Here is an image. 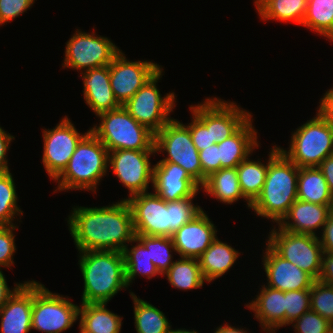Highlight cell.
<instances>
[{
    "instance_id": "obj_34",
    "label": "cell",
    "mask_w": 333,
    "mask_h": 333,
    "mask_svg": "<svg viewBox=\"0 0 333 333\" xmlns=\"http://www.w3.org/2000/svg\"><path fill=\"white\" fill-rule=\"evenodd\" d=\"M189 108L193 117L192 122L186 126L189 128L194 146L201 151L215 144L211 135V98Z\"/></svg>"
},
{
    "instance_id": "obj_1",
    "label": "cell",
    "mask_w": 333,
    "mask_h": 333,
    "mask_svg": "<svg viewBox=\"0 0 333 333\" xmlns=\"http://www.w3.org/2000/svg\"><path fill=\"white\" fill-rule=\"evenodd\" d=\"M72 208L67 223L79 252H122L126 243H134L136 234L132 213L125 198L109 206Z\"/></svg>"
},
{
    "instance_id": "obj_23",
    "label": "cell",
    "mask_w": 333,
    "mask_h": 333,
    "mask_svg": "<svg viewBox=\"0 0 333 333\" xmlns=\"http://www.w3.org/2000/svg\"><path fill=\"white\" fill-rule=\"evenodd\" d=\"M252 122L251 116L233 135L218 143L221 169L237 167L259 147Z\"/></svg>"
},
{
    "instance_id": "obj_38",
    "label": "cell",
    "mask_w": 333,
    "mask_h": 333,
    "mask_svg": "<svg viewBox=\"0 0 333 333\" xmlns=\"http://www.w3.org/2000/svg\"><path fill=\"white\" fill-rule=\"evenodd\" d=\"M310 310L333 325V285L315 280L310 288Z\"/></svg>"
},
{
    "instance_id": "obj_36",
    "label": "cell",
    "mask_w": 333,
    "mask_h": 333,
    "mask_svg": "<svg viewBox=\"0 0 333 333\" xmlns=\"http://www.w3.org/2000/svg\"><path fill=\"white\" fill-rule=\"evenodd\" d=\"M136 238L149 250V256L161 275H163L175 261L171 250L176 252L171 237L136 235Z\"/></svg>"
},
{
    "instance_id": "obj_26",
    "label": "cell",
    "mask_w": 333,
    "mask_h": 333,
    "mask_svg": "<svg viewBox=\"0 0 333 333\" xmlns=\"http://www.w3.org/2000/svg\"><path fill=\"white\" fill-rule=\"evenodd\" d=\"M79 327L86 333H120L122 318L106 308V303H86L79 307Z\"/></svg>"
},
{
    "instance_id": "obj_9",
    "label": "cell",
    "mask_w": 333,
    "mask_h": 333,
    "mask_svg": "<svg viewBox=\"0 0 333 333\" xmlns=\"http://www.w3.org/2000/svg\"><path fill=\"white\" fill-rule=\"evenodd\" d=\"M79 319V306L68 297L52 293L37 281H33L32 329L44 333H61Z\"/></svg>"
},
{
    "instance_id": "obj_31",
    "label": "cell",
    "mask_w": 333,
    "mask_h": 333,
    "mask_svg": "<svg viewBox=\"0 0 333 333\" xmlns=\"http://www.w3.org/2000/svg\"><path fill=\"white\" fill-rule=\"evenodd\" d=\"M134 242L137 243L135 246L129 248L127 245L122 251L127 286H130L137 275L145 276L147 279L161 275L150 259L149 250L137 238Z\"/></svg>"
},
{
    "instance_id": "obj_18",
    "label": "cell",
    "mask_w": 333,
    "mask_h": 333,
    "mask_svg": "<svg viewBox=\"0 0 333 333\" xmlns=\"http://www.w3.org/2000/svg\"><path fill=\"white\" fill-rule=\"evenodd\" d=\"M154 166V192L166 202L192 197L200 186L178 164L157 162Z\"/></svg>"
},
{
    "instance_id": "obj_32",
    "label": "cell",
    "mask_w": 333,
    "mask_h": 333,
    "mask_svg": "<svg viewBox=\"0 0 333 333\" xmlns=\"http://www.w3.org/2000/svg\"><path fill=\"white\" fill-rule=\"evenodd\" d=\"M164 275L173 288L184 291L202 288L205 283L199 261L195 258L180 257V260H176Z\"/></svg>"
},
{
    "instance_id": "obj_40",
    "label": "cell",
    "mask_w": 333,
    "mask_h": 333,
    "mask_svg": "<svg viewBox=\"0 0 333 333\" xmlns=\"http://www.w3.org/2000/svg\"><path fill=\"white\" fill-rule=\"evenodd\" d=\"M291 324L295 333H333V325L312 310L305 312Z\"/></svg>"
},
{
    "instance_id": "obj_21",
    "label": "cell",
    "mask_w": 333,
    "mask_h": 333,
    "mask_svg": "<svg viewBox=\"0 0 333 333\" xmlns=\"http://www.w3.org/2000/svg\"><path fill=\"white\" fill-rule=\"evenodd\" d=\"M330 206L297 199L278 226L291 233L317 236V229H323L331 214Z\"/></svg>"
},
{
    "instance_id": "obj_5",
    "label": "cell",
    "mask_w": 333,
    "mask_h": 333,
    "mask_svg": "<svg viewBox=\"0 0 333 333\" xmlns=\"http://www.w3.org/2000/svg\"><path fill=\"white\" fill-rule=\"evenodd\" d=\"M108 150L90 131L77 145L67 167L54 180L55 191L87 190L96 192L108 167Z\"/></svg>"
},
{
    "instance_id": "obj_53",
    "label": "cell",
    "mask_w": 333,
    "mask_h": 333,
    "mask_svg": "<svg viewBox=\"0 0 333 333\" xmlns=\"http://www.w3.org/2000/svg\"><path fill=\"white\" fill-rule=\"evenodd\" d=\"M79 329H80V332H79V333H86V332H84L80 327H79Z\"/></svg>"
},
{
    "instance_id": "obj_46",
    "label": "cell",
    "mask_w": 333,
    "mask_h": 333,
    "mask_svg": "<svg viewBox=\"0 0 333 333\" xmlns=\"http://www.w3.org/2000/svg\"><path fill=\"white\" fill-rule=\"evenodd\" d=\"M322 237H318L324 252L333 253V215L330 214L327 222L324 224Z\"/></svg>"
},
{
    "instance_id": "obj_28",
    "label": "cell",
    "mask_w": 333,
    "mask_h": 333,
    "mask_svg": "<svg viewBox=\"0 0 333 333\" xmlns=\"http://www.w3.org/2000/svg\"><path fill=\"white\" fill-rule=\"evenodd\" d=\"M308 0H254L261 20L294 22L302 25Z\"/></svg>"
},
{
    "instance_id": "obj_51",
    "label": "cell",
    "mask_w": 333,
    "mask_h": 333,
    "mask_svg": "<svg viewBox=\"0 0 333 333\" xmlns=\"http://www.w3.org/2000/svg\"><path fill=\"white\" fill-rule=\"evenodd\" d=\"M169 333H199V332H197L196 330H191L190 331V330L180 328V329H177V330L176 329L175 330L171 329Z\"/></svg>"
},
{
    "instance_id": "obj_30",
    "label": "cell",
    "mask_w": 333,
    "mask_h": 333,
    "mask_svg": "<svg viewBox=\"0 0 333 333\" xmlns=\"http://www.w3.org/2000/svg\"><path fill=\"white\" fill-rule=\"evenodd\" d=\"M134 304V323L137 333H169L171 325L165 314L147 301L130 292Z\"/></svg>"
},
{
    "instance_id": "obj_41",
    "label": "cell",
    "mask_w": 333,
    "mask_h": 333,
    "mask_svg": "<svg viewBox=\"0 0 333 333\" xmlns=\"http://www.w3.org/2000/svg\"><path fill=\"white\" fill-rule=\"evenodd\" d=\"M16 225H0V269L10 268L14 264L13 255L16 252L15 230Z\"/></svg>"
},
{
    "instance_id": "obj_37",
    "label": "cell",
    "mask_w": 333,
    "mask_h": 333,
    "mask_svg": "<svg viewBox=\"0 0 333 333\" xmlns=\"http://www.w3.org/2000/svg\"><path fill=\"white\" fill-rule=\"evenodd\" d=\"M16 185L10 171L0 173V225H14L16 215L23 216L18 207Z\"/></svg>"
},
{
    "instance_id": "obj_6",
    "label": "cell",
    "mask_w": 333,
    "mask_h": 333,
    "mask_svg": "<svg viewBox=\"0 0 333 333\" xmlns=\"http://www.w3.org/2000/svg\"><path fill=\"white\" fill-rule=\"evenodd\" d=\"M98 125L90 131L108 152L114 150H155L154 133L137 122L123 107L103 112Z\"/></svg>"
},
{
    "instance_id": "obj_20",
    "label": "cell",
    "mask_w": 333,
    "mask_h": 333,
    "mask_svg": "<svg viewBox=\"0 0 333 333\" xmlns=\"http://www.w3.org/2000/svg\"><path fill=\"white\" fill-rule=\"evenodd\" d=\"M80 74L84 84L85 103L96 116L121 106L110 85L109 65L86 70Z\"/></svg>"
},
{
    "instance_id": "obj_11",
    "label": "cell",
    "mask_w": 333,
    "mask_h": 333,
    "mask_svg": "<svg viewBox=\"0 0 333 333\" xmlns=\"http://www.w3.org/2000/svg\"><path fill=\"white\" fill-rule=\"evenodd\" d=\"M268 238L267 244L279 256L318 280L324 253L318 236L291 233L278 226L269 232Z\"/></svg>"
},
{
    "instance_id": "obj_44",
    "label": "cell",
    "mask_w": 333,
    "mask_h": 333,
    "mask_svg": "<svg viewBox=\"0 0 333 333\" xmlns=\"http://www.w3.org/2000/svg\"><path fill=\"white\" fill-rule=\"evenodd\" d=\"M318 113L333 126V87L320 99Z\"/></svg>"
},
{
    "instance_id": "obj_29",
    "label": "cell",
    "mask_w": 333,
    "mask_h": 333,
    "mask_svg": "<svg viewBox=\"0 0 333 333\" xmlns=\"http://www.w3.org/2000/svg\"><path fill=\"white\" fill-rule=\"evenodd\" d=\"M297 198L320 205H331L332 195L322 171L318 167L299 168Z\"/></svg>"
},
{
    "instance_id": "obj_8",
    "label": "cell",
    "mask_w": 333,
    "mask_h": 333,
    "mask_svg": "<svg viewBox=\"0 0 333 333\" xmlns=\"http://www.w3.org/2000/svg\"><path fill=\"white\" fill-rule=\"evenodd\" d=\"M154 147L157 154L167 153V157L159 162L178 164L200 187L202 186L199 151L194 146L189 128L185 124L172 118L154 134Z\"/></svg>"
},
{
    "instance_id": "obj_15",
    "label": "cell",
    "mask_w": 333,
    "mask_h": 333,
    "mask_svg": "<svg viewBox=\"0 0 333 333\" xmlns=\"http://www.w3.org/2000/svg\"><path fill=\"white\" fill-rule=\"evenodd\" d=\"M162 67L152 61H129L120 50L109 64L110 85L123 106Z\"/></svg>"
},
{
    "instance_id": "obj_4",
    "label": "cell",
    "mask_w": 333,
    "mask_h": 333,
    "mask_svg": "<svg viewBox=\"0 0 333 333\" xmlns=\"http://www.w3.org/2000/svg\"><path fill=\"white\" fill-rule=\"evenodd\" d=\"M79 253L78 264L84 281L82 304H107L119 291L128 288L123 252L91 250Z\"/></svg>"
},
{
    "instance_id": "obj_48",
    "label": "cell",
    "mask_w": 333,
    "mask_h": 333,
    "mask_svg": "<svg viewBox=\"0 0 333 333\" xmlns=\"http://www.w3.org/2000/svg\"><path fill=\"white\" fill-rule=\"evenodd\" d=\"M318 168L326 179L330 194L333 196V154L325 158Z\"/></svg>"
},
{
    "instance_id": "obj_47",
    "label": "cell",
    "mask_w": 333,
    "mask_h": 333,
    "mask_svg": "<svg viewBox=\"0 0 333 333\" xmlns=\"http://www.w3.org/2000/svg\"><path fill=\"white\" fill-rule=\"evenodd\" d=\"M319 281L333 285V253L324 252Z\"/></svg>"
},
{
    "instance_id": "obj_19",
    "label": "cell",
    "mask_w": 333,
    "mask_h": 333,
    "mask_svg": "<svg viewBox=\"0 0 333 333\" xmlns=\"http://www.w3.org/2000/svg\"><path fill=\"white\" fill-rule=\"evenodd\" d=\"M33 280L25 281L0 310V333H29L32 330Z\"/></svg>"
},
{
    "instance_id": "obj_16",
    "label": "cell",
    "mask_w": 333,
    "mask_h": 333,
    "mask_svg": "<svg viewBox=\"0 0 333 333\" xmlns=\"http://www.w3.org/2000/svg\"><path fill=\"white\" fill-rule=\"evenodd\" d=\"M262 264L267 285L283 292L310 289L315 279L295 264L279 256L267 243Z\"/></svg>"
},
{
    "instance_id": "obj_33",
    "label": "cell",
    "mask_w": 333,
    "mask_h": 333,
    "mask_svg": "<svg viewBox=\"0 0 333 333\" xmlns=\"http://www.w3.org/2000/svg\"><path fill=\"white\" fill-rule=\"evenodd\" d=\"M248 156L237 167L238 180L243 196L252 204L260 195L269 166L261 161L251 160Z\"/></svg>"
},
{
    "instance_id": "obj_24",
    "label": "cell",
    "mask_w": 333,
    "mask_h": 333,
    "mask_svg": "<svg viewBox=\"0 0 333 333\" xmlns=\"http://www.w3.org/2000/svg\"><path fill=\"white\" fill-rule=\"evenodd\" d=\"M251 116L250 112L219 98H211V135L215 144L233 135Z\"/></svg>"
},
{
    "instance_id": "obj_43",
    "label": "cell",
    "mask_w": 333,
    "mask_h": 333,
    "mask_svg": "<svg viewBox=\"0 0 333 333\" xmlns=\"http://www.w3.org/2000/svg\"><path fill=\"white\" fill-rule=\"evenodd\" d=\"M199 158L202 167V185L206 178L212 173L221 169V161L219 159L218 143L199 151Z\"/></svg>"
},
{
    "instance_id": "obj_45",
    "label": "cell",
    "mask_w": 333,
    "mask_h": 333,
    "mask_svg": "<svg viewBox=\"0 0 333 333\" xmlns=\"http://www.w3.org/2000/svg\"><path fill=\"white\" fill-rule=\"evenodd\" d=\"M14 138L15 137L9 133H6V131L0 126V173L10 171L6 154L9 150V144L11 143L12 139L14 140Z\"/></svg>"
},
{
    "instance_id": "obj_13",
    "label": "cell",
    "mask_w": 333,
    "mask_h": 333,
    "mask_svg": "<svg viewBox=\"0 0 333 333\" xmlns=\"http://www.w3.org/2000/svg\"><path fill=\"white\" fill-rule=\"evenodd\" d=\"M42 163L50 179L55 180L67 167L79 142L90 132H78L68 116H64L53 129H42Z\"/></svg>"
},
{
    "instance_id": "obj_39",
    "label": "cell",
    "mask_w": 333,
    "mask_h": 333,
    "mask_svg": "<svg viewBox=\"0 0 333 333\" xmlns=\"http://www.w3.org/2000/svg\"><path fill=\"white\" fill-rule=\"evenodd\" d=\"M285 295V326L310 310V289L292 290Z\"/></svg>"
},
{
    "instance_id": "obj_7",
    "label": "cell",
    "mask_w": 333,
    "mask_h": 333,
    "mask_svg": "<svg viewBox=\"0 0 333 333\" xmlns=\"http://www.w3.org/2000/svg\"><path fill=\"white\" fill-rule=\"evenodd\" d=\"M291 136L289 149L280 151L299 168L318 167L333 154V126L318 112Z\"/></svg>"
},
{
    "instance_id": "obj_52",
    "label": "cell",
    "mask_w": 333,
    "mask_h": 333,
    "mask_svg": "<svg viewBox=\"0 0 333 333\" xmlns=\"http://www.w3.org/2000/svg\"><path fill=\"white\" fill-rule=\"evenodd\" d=\"M330 211H331V214L333 215V196H332V202H331V206H330Z\"/></svg>"
},
{
    "instance_id": "obj_2",
    "label": "cell",
    "mask_w": 333,
    "mask_h": 333,
    "mask_svg": "<svg viewBox=\"0 0 333 333\" xmlns=\"http://www.w3.org/2000/svg\"><path fill=\"white\" fill-rule=\"evenodd\" d=\"M192 197L166 202L154 193L127 197L136 235L172 237L178 229L192 221L203 209L193 204Z\"/></svg>"
},
{
    "instance_id": "obj_42",
    "label": "cell",
    "mask_w": 333,
    "mask_h": 333,
    "mask_svg": "<svg viewBox=\"0 0 333 333\" xmlns=\"http://www.w3.org/2000/svg\"><path fill=\"white\" fill-rule=\"evenodd\" d=\"M35 0H0V26L26 12Z\"/></svg>"
},
{
    "instance_id": "obj_25",
    "label": "cell",
    "mask_w": 333,
    "mask_h": 333,
    "mask_svg": "<svg viewBox=\"0 0 333 333\" xmlns=\"http://www.w3.org/2000/svg\"><path fill=\"white\" fill-rule=\"evenodd\" d=\"M240 253L232 246L216 237L211 245L198 258L203 278L206 282L220 278L233 267Z\"/></svg>"
},
{
    "instance_id": "obj_49",
    "label": "cell",
    "mask_w": 333,
    "mask_h": 333,
    "mask_svg": "<svg viewBox=\"0 0 333 333\" xmlns=\"http://www.w3.org/2000/svg\"><path fill=\"white\" fill-rule=\"evenodd\" d=\"M22 283H16L13 290H11L6 282L5 275L3 274L2 270L0 269V310L5 305L6 300L16 291V289Z\"/></svg>"
},
{
    "instance_id": "obj_10",
    "label": "cell",
    "mask_w": 333,
    "mask_h": 333,
    "mask_svg": "<svg viewBox=\"0 0 333 333\" xmlns=\"http://www.w3.org/2000/svg\"><path fill=\"white\" fill-rule=\"evenodd\" d=\"M161 68L124 105L127 112L154 134L161 130L172 118L169 115L175 105V93L162 97L157 82L163 76ZM169 116V117H168Z\"/></svg>"
},
{
    "instance_id": "obj_3",
    "label": "cell",
    "mask_w": 333,
    "mask_h": 333,
    "mask_svg": "<svg viewBox=\"0 0 333 333\" xmlns=\"http://www.w3.org/2000/svg\"><path fill=\"white\" fill-rule=\"evenodd\" d=\"M269 166L260 195L251 208L261 218L277 225L289 212L297 198L299 167L290 161L277 146L269 152Z\"/></svg>"
},
{
    "instance_id": "obj_50",
    "label": "cell",
    "mask_w": 333,
    "mask_h": 333,
    "mask_svg": "<svg viewBox=\"0 0 333 333\" xmlns=\"http://www.w3.org/2000/svg\"><path fill=\"white\" fill-rule=\"evenodd\" d=\"M214 333H248L247 330H244L243 328L239 329V327H233L227 323H225L223 326H219L216 328Z\"/></svg>"
},
{
    "instance_id": "obj_14",
    "label": "cell",
    "mask_w": 333,
    "mask_h": 333,
    "mask_svg": "<svg viewBox=\"0 0 333 333\" xmlns=\"http://www.w3.org/2000/svg\"><path fill=\"white\" fill-rule=\"evenodd\" d=\"M155 150H114L108 153V167L129 191V197L148 192L153 185L154 166L150 156Z\"/></svg>"
},
{
    "instance_id": "obj_35",
    "label": "cell",
    "mask_w": 333,
    "mask_h": 333,
    "mask_svg": "<svg viewBox=\"0 0 333 333\" xmlns=\"http://www.w3.org/2000/svg\"><path fill=\"white\" fill-rule=\"evenodd\" d=\"M302 25L333 40V0H308Z\"/></svg>"
},
{
    "instance_id": "obj_22",
    "label": "cell",
    "mask_w": 333,
    "mask_h": 333,
    "mask_svg": "<svg viewBox=\"0 0 333 333\" xmlns=\"http://www.w3.org/2000/svg\"><path fill=\"white\" fill-rule=\"evenodd\" d=\"M246 307L254 312L263 331L275 333L285 325V295L283 291L268 287L265 284L260 293Z\"/></svg>"
},
{
    "instance_id": "obj_12",
    "label": "cell",
    "mask_w": 333,
    "mask_h": 333,
    "mask_svg": "<svg viewBox=\"0 0 333 333\" xmlns=\"http://www.w3.org/2000/svg\"><path fill=\"white\" fill-rule=\"evenodd\" d=\"M120 49L107 37L77 31L66 43L64 68L83 71L109 65Z\"/></svg>"
},
{
    "instance_id": "obj_17",
    "label": "cell",
    "mask_w": 333,
    "mask_h": 333,
    "mask_svg": "<svg viewBox=\"0 0 333 333\" xmlns=\"http://www.w3.org/2000/svg\"><path fill=\"white\" fill-rule=\"evenodd\" d=\"M216 226L202 211L192 221L183 225L172 235L176 253L183 258L198 259L217 236Z\"/></svg>"
},
{
    "instance_id": "obj_27",
    "label": "cell",
    "mask_w": 333,
    "mask_h": 333,
    "mask_svg": "<svg viewBox=\"0 0 333 333\" xmlns=\"http://www.w3.org/2000/svg\"><path fill=\"white\" fill-rule=\"evenodd\" d=\"M201 188L204 189V192L225 204H232L243 198L246 200L247 206L251 208V203L243 196L241 191L236 167L222 168L212 173L206 178Z\"/></svg>"
}]
</instances>
